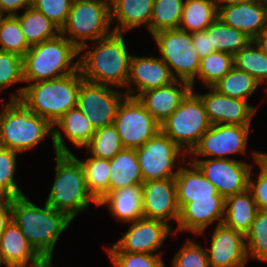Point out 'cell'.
Instances as JSON below:
<instances>
[{"mask_svg": "<svg viewBox=\"0 0 267 267\" xmlns=\"http://www.w3.org/2000/svg\"><path fill=\"white\" fill-rule=\"evenodd\" d=\"M0 50L24 56L30 46L24 37L19 20L14 15L0 16Z\"/></svg>", "mask_w": 267, "mask_h": 267, "instance_id": "f35d334b", "label": "cell"}, {"mask_svg": "<svg viewBox=\"0 0 267 267\" xmlns=\"http://www.w3.org/2000/svg\"><path fill=\"white\" fill-rule=\"evenodd\" d=\"M107 204L112 215L122 222H133L143 218L142 185H133L109 192L97 206Z\"/></svg>", "mask_w": 267, "mask_h": 267, "instance_id": "4316f807", "label": "cell"}, {"mask_svg": "<svg viewBox=\"0 0 267 267\" xmlns=\"http://www.w3.org/2000/svg\"><path fill=\"white\" fill-rule=\"evenodd\" d=\"M32 6V0H0V15H16V10Z\"/></svg>", "mask_w": 267, "mask_h": 267, "instance_id": "c3c4849f", "label": "cell"}, {"mask_svg": "<svg viewBox=\"0 0 267 267\" xmlns=\"http://www.w3.org/2000/svg\"><path fill=\"white\" fill-rule=\"evenodd\" d=\"M113 125L128 149L141 147L160 130V124L139 100L128 96L120 104Z\"/></svg>", "mask_w": 267, "mask_h": 267, "instance_id": "30bf717a", "label": "cell"}, {"mask_svg": "<svg viewBox=\"0 0 267 267\" xmlns=\"http://www.w3.org/2000/svg\"><path fill=\"white\" fill-rule=\"evenodd\" d=\"M109 192L133 185H142L143 179L135 149H122L110 159Z\"/></svg>", "mask_w": 267, "mask_h": 267, "instance_id": "f1b7e54d", "label": "cell"}, {"mask_svg": "<svg viewBox=\"0 0 267 267\" xmlns=\"http://www.w3.org/2000/svg\"><path fill=\"white\" fill-rule=\"evenodd\" d=\"M80 50L61 33L50 40L31 46L22 57L24 82H39L71 75L79 70L72 63Z\"/></svg>", "mask_w": 267, "mask_h": 267, "instance_id": "277c9868", "label": "cell"}, {"mask_svg": "<svg viewBox=\"0 0 267 267\" xmlns=\"http://www.w3.org/2000/svg\"><path fill=\"white\" fill-rule=\"evenodd\" d=\"M12 221V198L6 197L0 203V237L2 236L5 228Z\"/></svg>", "mask_w": 267, "mask_h": 267, "instance_id": "681fc988", "label": "cell"}, {"mask_svg": "<svg viewBox=\"0 0 267 267\" xmlns=\"http://www.w3.org/2000/svg\"><path fill=\"white\" fill-rule=\"evenodd\" d=\"M192 43L200 58L214 52V47H211L210 35L205 30L193 32Z\"/></svg>", "mask_w": 267, "mask_h": 267, "instance_id": "7dc6e473", "label": "cell"}, {"mask_svg": "<svg viewBox=\"0 0 267 267\" xmlns=\"http://www.w3.org/2000/svg\"><path fill=\"white\" fill-rule=\"evenodd\" d=\"M204 104L193 90L179 107L160 124V130L189 154L210 128Z\"/></svg>", "mask_w": 267, "mask_h": 267, "instance_id": "ba28073f", "label": "cell"}, {"mask_svg": "<svg viewBox=\"0 0 267 267\" xmlns=\"http://www.w3.org/2000/svg\"><path fill=\"white\" fill-rule=\"evenodd\" d=\"M52 126V142L55 153L59 154H72V152H70V150L64 144L63 137L58 131V128L63 130L68 140L80 148L86 147L89 144L93 134L96 131L88 121L86 115L83 114L77 107L66 112ZM56 126L59 127L55 128Z\"/></svg>", "mask_w": 267, "mask_h": 267, "instance_id": "603a6c76", "label": "cell"}, {"mask_svg": "<svg viewBox=\"0 0 267 267\" xmlns=\"http://www.w3.org/2000/svg\"><path fill=\"white\" fill-rule=\"evenodd\" d=\"M259 85L251 75L233 66L212 88L228 97L247 101Z\"/></svg>", "mask_w": 267, "mask_h": 267, "instance_id": "836d02e7", "label": "cell"}, {"mask_svg": "<svg viewBox=\"0 0 267 267\" xmlns=\"http://www.w3.org/2000/svg\"><path fill=\"white\" fill-rule=\"evenodd\" d=\"M20 81H24L22 56L0 50V91Z\"/></svg>", "mask_w": 267, "mask_h": 267, "instance_id": "b9f144b4", "label": "cell"}, {"mask_svg": "<svg viewBox=\"0 0 267 267\" xmlns=\"http://www.w3.org/2000/svg\"><path fill=\"white\" fill-rule=\"evenodd\" d=\"M206 94H197L202 100L206 114L211 125L232 124L250 126L252 116L256 114V109L247 101L228 97L218 93L209 87Z\"/></svg>", "mask_w": 267, "mask_h": 267, "instance_id": "ac0fdd59", "label": "cell"}, {"mask_svg": "<svg viewBox=\"0 0 267 267\" xmlns=\"http://www.w3.org/2000/svg\"><path fill=\"white\" fill-rule=\"evenodd\" d=\"M174 80L169 67L161 58L152 56L137 57L132 55L126 87L131 88L134 82L137 86L138 93L132 89H128L126 94L128 97L136 98L140 93L166 86Z\"/></svg>", "mask_w": 267, "mask_h": 267, "instance_id": "ffe728a7", "label": "cell"}, {"mask_svg": "<svg viewBox=\"0 0 267 267\" xmlns=\"http://www.w3.org/2000/svg\"><path fill=\"white\" fill-rule=\"evenodd\" d=\"M217 14L215 0H185L179 29L189 33L205 30L216 20Z\"/></svg>", "mask_w": 267, "mask_h": 267, "instance_id": "4dcf8cb0", "label": "cell"}, {"mask_svg": "<svg viewBox=\"0 0 267 267\" xmlns=\"http://www.w3.org/2000/svg\"><path fill=\"white\" fill-rule=\"evenodd\" d=\"M184 3L185 0H154L149 26L151 34L179 28Z\"/></svg>", "mask_w": 267, "mask_h": 267, "instance_id": "e575fe53", "label": "cell"}, {"mask_svg": "<svg viewBox=\"0 0 267 267\" xmlns=\"http://www.w3.org/2000/svg\"><path fill=\"white\" fill-rule=\"evenodd\" d=\"M85 148L92 153L93 157L109 160L124 149L120 136L113 124L96 129Z\"/></svg>", "mask_w": 267, "mask_h": 267, "instance_id": "74e56055", "label": "cell"}, {"mask_svg": "<svg viewBox=\"0 0 267 267\" xmlns=\"http://www.w3.org/2000/svg\"><path fill=\"white\" fill-rule=\"evenodd\" d=\"M249 128L250 126L232 124L211 125L189 154L194 159L198 156L229 159L227 156L230 154H245Z\"/></svg>", "mask_w": 267, "mask_h": 267, "instance_id": "4fadbf2b", "label": "cell"}, {"mask_svg": "<svg viewBox=\"0 0 267 267\" xmlns=\"http://www.w3.org/2000/svg\"><path fill=\"white\" fill-rule=\"evenodd\" d=\"M83 79L80 69L57 79L39 81L24 86L10 100H20L29 110L51 125L70 109L75 108Z\"/></svg>", "mask_w": 267, "mask_h": 267, "instance_id": "6da1fadb", "label": "cell"}, {"mask_svg": "<svg viewBox=\"0 0 267 267\" xmlns=\"http://www.w3.org/2000/svg\"><path fill=\"white\" fill-rule=\"evenodd\" d=\"M123 34L113 31L99 39L94 50L88 49L79 58V69L86 82L117 88L126 86L132 55L128 53Z\"/></svg>", "mask_w": 267, "mask_h": 267, "instance_id": "3957f363", "label": "cell"}, {"mask_svg": "<svg viewBox=\"0 0 267 267\" xmlns=\"http://www.w3.org/2000/svg\"><path fill=\"white\" fill-rule=\"evenodd\" d=\"M206 252L210 267H244L248 259L245 235L224 224L216 226Z\"/></svg>", "mask_w": 267, "mask_h": 267, "instance_id": "e0dca14e", "label": "cell"}, {"mask_svg": "<svg viewBox=\"0 0 267 267\" xmlns=\"http://www.w3.org/2000/svg\"><path fill=\"white\" fill-rule=\"evenodd\" d=\"M254 42L267 55V27L254 39Z\"/></svg>", "mask_w": 267, "mask_h": 267, "instance_id": "816d5d0a", "label": "cell"}, {"mask_svg": "<svg viewBox=\"0 0 267 267\" xmlns=\"http://www.w3.org/2000/svg\"><path fill=\"white\" fill-rule=\"evenodd\" d=\"M233 64L237 69L251 75L260 84L267 79V55L254 40L233 56Z\"/></svg>", "mask_w": 267, "mask_h": 267, "instance_id": "d590c367", "label": "cell"}, {"mask_svg": "<svg viewBox=\"0 0 267 267\" xmlns=\"http://www.w3.org/2000/svg\"><path fill=\"white\" fill-rule=\"evenodd\" d=\"M39 256L20 227L11 221L0 237L1 262L6 264V267H27Z\"/></svg>", "mask_w": 267, "mask_h": 267, "instance_id": "cb8c5ba5", "label": "cell"}, {"mask_svg": "<svg viewBox=\"0 0 267 267\" xmlns=\"http://www.w3.org/2000/svg\"><path fill=\"white\" fill-rule=\"evenodd\" d=\"M6 198L4 194L0 192V203Z\"/></svg>", "mask_w": 267, "mask_h": 267, "instance_id": "db71d44e", "label": "cell"}, {"mask_svg": "<svg viewBox=\"0 0 267 267\" xmlns=\"http://www.w3.org/2000/svg\"><path fill=\"white\" fill-rule=\"evenodd\" d=\"M53 137V126L29 110L20 100H10L0 113V143L18 153L32 149L46 135Z\"/></svg>", "mask_w": 267, "mask_h": 267, "instance_id": "8992f818", "label": "cell"}, {"mask_svg": "<svg viewBox=\"0 0 267 267\" xmlns=\"http://www.w3.org/2000/svg\"><path fill=\"white\" fill-rule=\"evenodd\" d=\"M115 267H165L162 255L108 251Z\"/></svg>", "mask_w": 267, "mask_h": 267, "instance_id": "ee69618b", "label": "cell"}, {"mask_svg": "<svg viewBox=\"0 0 267 267\" xmlns=\"http://www.w3.org/2000/svg\"><path fill=\"white\" fill-rule=\"evenodd\" d=\"M256 1H262V0H215L216 7H225V6H231L236 5L240 3H249V2H256ZM223 3H225L223 5ZM222 4V5H219Z\"/></svg>", "mask_w": 267, "mask_h": 267, "instance_id": "f5cc1de1", "label": "cell"}, {"mask_svg": "<svg viewBox=\"0 0 267 267\" xmlns=\"http://www.w3.org/2000/svg\"><path fill=\"white\" fill-rule=\"evenodd\" d=\"M201 173L216 187L224 198L243 192L248 188V177L252 166L241 160L193 159Z\"/></svg>", "mask_w": 267, "mask_h": 267, "instance_id": "5bb4252c", "label": "cell"}, {"mask_svg": "<svg viewBox=\"0 0 267 267\" xmlns=\"http://www.w3.org/2000/svg\"><path fill=\"white\" fill-rule=\"evenodd\" d=\"M192 169L180 165L175 176L177 204L181 209L190 198H212L221 196L216 187L191 162L187 163Z\"/></svg>", "mask_w": 267, "mask_h": 267, "instance_id": "d4e9b609", "label": "cell"}, {"mask_svg": "<svg viewBox=\"0 0 267 267\" xmlns=\"http://www.w3.org/2000/svg\"><path fill=\"white\" fill-rule=\"evenodd\" d=\"M110 26V0H73L60 33L81 53L89 48L86 40L98 41L110 35Z\"/></svg>", "mask_w": 267, "mask_h": 267, "instance_id": "52a82bcc", "label": "cell"}, {"mask_svg": "<svg viewBox=\"0 0 267 267\" xmlns=\"http://www.w3.org/2000/svg\"><path fill=\"white\" fill-rule=\"evenodd\" d=\"M143 182L155 179L175 178L172 171L175 161L186 152L159 130L141 147L135 149Z\"/></svg>", "mask_w": 267, "mask_h": 267, "instance_id": "8fae6325", "label": "cell"}, {"mask_svg": "<svg viewBox=\"0 0 267 267\" xmlns=\"http://www.w3.org/2000/svg\"><path fill=\"white\" fill-rule=\"evenodd\" d=\"M55 156V181L45 203L73 220L90 202L98 203L89 193L80 162L72 154Z\"/></svg>", "mask_w": 267, "mask_h": 267, "instance_id": "5b68a950", "label": "cell"}, {"mask_svg": "<svg viewBox=\"0 0 267 267\" xmlns=\"http://www.w3.org/2000/svg\"><path fill=\"white\" fill-rule=\"evenodd\" d=\"M233 66L232 54L214 51L201 58L197 76L209 88L215 85Z\"/></svg>", "mask_w": 267, "mask_h": 267, "instance_id": "8d00e7d4", "label": "cell"}, {"mask_svg": "<svg viewBox=\"0 0 267 267\" xmlns=\"http://www.w3.org/2000/svg\"><path fill=\"white\" fill-rule=\"evenodd\" d=\"M154 0H110L111 22L117 18L114 32L125 33L142 24L150 26Z\"/></svg>", "mask_w": 267, "mask_h": 267, "instance_id": "484cf974", "label": "cell"}, {"mask_svg": "<svg viewBox=\"0 0 267 267\" xmlns=\"http://www.w3.org/2000/svg\"><path fill=\"white\" fill-rule=\"evenodd\" d=\"M17 154L11 149L0 148V192L10 198L24 196L14 181Z\"/></svg>", "mask_w": 267, "mask_h": 267, "instance_id": "60d3db41", "label": "cell"}, {"mask_svg": "<svg viewBox=\"0 0 267 267\" xmlns=\"http://www.w3.org/2000/svg\"><path fill=\"white\" fill-rule=\"evenodd\" d=\"M12 221L39 255H52L61 233L72 220L48 204L40 208L24 195L12 198Z\"/></svg>", "mask_w": 267, "mask_h": 267, "instance_id": "7a4b0ae2", "label": "cell"}, {"mask_svg": "<svg viewBox=\"0 0 267 267\" xmlns=\"http://www.w3.org/2000/svg\"><path fill=\"white\" fill-rule=\"evenodd\" d=\"M205 31L210 35L214 51L227 52L233 56L252 41L240 30L224 24L218 17Z\"/></svg>", "mask_w": 267, "mask_h": 267, "instance_id": "d6a6232c", "label": "cell"}, {"mask_svg": "<svg viewBox=\"0 0 267 267\" xmlns=\"http://www.w3.org/2000/svg\"><path fill=\"white\" fill-rule=\"evenodd\" d=\"M126 97V93H119L108 85L84 81L78 93L76 107L86 115L96 130L113 124L119 106Z\"/></svg>", "mask_w": 267, "mask_h": 267, "instance_id": "7c38bea8", "label": "cell"}, {"mask_svg": "<svg viewBox=\"0 0 267 267\" xmlns=\"http://www.w3.org/2000/svg\"><path fill=\"white\" fill-rule=\"evenodd\" d=\"M255 163L259 165L260 172L256 183L251 179V171L248 177V189L260 211H267V153L253 152Z\"/></svg>", "mask_w": 267, "mask_h": 267, "instance_id": "7bdbcfd3", "label": "cell"}, {"mask_svg": "<svg viewBox=\"0 0 267 267\" xmlns=\"http://www.w3.org/2000/svg\"><path fill=\"white\" fill-rule=\"evenodd\" d=\"M152 36L161 52V59L169 67L174 79L190 83L194 91L193 84L201 58L193 46L192 33L177 28L158 31Z\"/></svg>", "mask_w": 267, "mask_h": 267, "instance_id": "9c48e42d", "label": "cell"}, {"mask_svg": "<svg viewBox=\"0 0 267 267\" xmlns=\"http://www.w3.org/2000/svg\"><path fill=\"white\" fill-rule=\"evenodd\" d=\"M72 155L82 166L90 195L97 203L100 202L109 193L110 160L91 156L81 161Z\"/></svg>", "mask_w": 267, "mask_h": 267, "instance_id": "1f68e13d", "label": "cell"}, {"mask_svg": "<svg viewBox=\"0 0 267 267\" xmlns=\"http://www.w3.org/2000/svg\"><path fill=\"white\" fill-rule=\"evenodd\" d=\"M217 17L254 40L267 27V4L262 1L217 7Z\"/></svg>", "mask_w": 267, "mask_h": 267, "instance_id": "44dd1931", "label": "cell"}, {"mask_svg": "<svg viewBox=\"0 0 267 267\" xmlns=\"http://www.w3.org/2000/svg\"><path fill=\"white\" fill-rule=\"evenodd\" d=\"M225 216V198L223 196H212V198H190L181 209L178 219V231H192L194 234H202L207 226L218 220L223 224Z\"/></svg>", "mask_w": 267, "mask_h": 267, "instance_id": "d6986e66", "label": "cell"}, {"mask_svg": "<svg viewBox=\"0 0 267 267\" xmlns=\"http://www.w3.org/2000/svg\"><path fill=\"white\" fill-rule=\"evenodd\" d=\"M176 86H181V88ZM192 90L190 83L177 79L166 86L140 93L136 98L161 124L179 107Z\"/></svg>", "mask_w": 267, "mask_h": 267, "instance_id": "7402d4cb", "label": "cell"}, {"mask_svg": "<svg viewBox=\"0 0 267 267\" xmlns=\"http://www.w3.org/2000/svg\"><path fill=\"white\" fill-rule=\"evenodd\" d=\"M127 232L107 251H124L129 253H155L172 232V227L160 220L141 218L133 222ZM155 253V254H154Z\"/></svg>", "mask_w": 267, "mask_h": 267, "instance_id": "9a60e30c", "label": "cell"}, {"mask_svg": "<svg viewBox=\"0 0 267 267\" xmlns=\"http://www.w3.org/2000/svg\"><path fill=\"white\" fill-rule=\"evenodd\" d=\"M143 218L178 222L180 209L177 204L175 178L148 180L142 183Z\"/></svg>", "mask_w": 267, "mask_h": 267, "instance_id": "2e32d148", "label": "cell"}, {"mask_svg": "<svg viewBox=\"0 0 267 267\" xmlns=\"http://www.w3.org/2000/svg\"><path fill=\"white\" fill-rule=\"evenodd\" d=\"M73 0H32V7L43 13L60 30L64 26Z\"/></svg>", "mask_w": 267, "mask_h": 267, "instance_id": "bcb514c9", "label": "cell"}, {"mask_svg": "<svg viewBox=\"0 0 267 267\" xmlns=\"http://www.w3.org/2000/svg\"><path fill=\"white\" fill-rule=\"evenodd\" d=\"M172 267H210L206 249L188 239L175 254Z\"/></svg>", "mask_w": 267, "mask_h": 267, "instance_id": "f6af8a7d", "label": "cell"}, {"mask_svg": "<svg viewBox=\"0 0 267 267\" xmlns=\"http://www.w3.org/2000/svg\"><path fill=\"white\" fill-rule=\"evenodd\" d=\"M247 255L267 263V211H258L245 235Z\"/></svg>", "mask_w": 267, "mask_h": 267, "instance_id": "ab89813d", "label": "cell"}, {"mask_svg": "<svg viewBox=\"0 0 267 267\" xmlns=\"http://www.w3.org/2000/svg\"><path fill=\"white\" fill-rule=\"evenodd\" d=\"M259 211L251 191H245L225 198L223 224L246 235Z\"/></svg>", "mask_w": 267, "mask_h": 267, "instance_id": "83f0119b", "label": "cell"}, {"mask_svg": "<svg viewBox=\"0 0 267 267\" xmlns=\"http://www.w3.org/2000/svg\"><path fill=\"white\" fill-rule=\"evenodd\" d=\"M30 265L31 267H52V255H40Z\"/></svg>", "mask_w": 267, "mask_h": 267, "instance_id": "f907efd6", "label": "cell"}, {"mask_svg": "<svg viewBox=\"0 0 267 267\" xmlns=\"http://www.w3.org/2000/svg\"><path fill=\"white\" fill-rule=\"evenodd\" d=\"M14 16L19 20L21 31L30 47L60 34V29L32 6L26 8L21 16L18 14Z\"/></svg>", "mask_w": 267, "mask_h": 267, "instance_id": "f546056e", "label": "cell"}]
</instances>
